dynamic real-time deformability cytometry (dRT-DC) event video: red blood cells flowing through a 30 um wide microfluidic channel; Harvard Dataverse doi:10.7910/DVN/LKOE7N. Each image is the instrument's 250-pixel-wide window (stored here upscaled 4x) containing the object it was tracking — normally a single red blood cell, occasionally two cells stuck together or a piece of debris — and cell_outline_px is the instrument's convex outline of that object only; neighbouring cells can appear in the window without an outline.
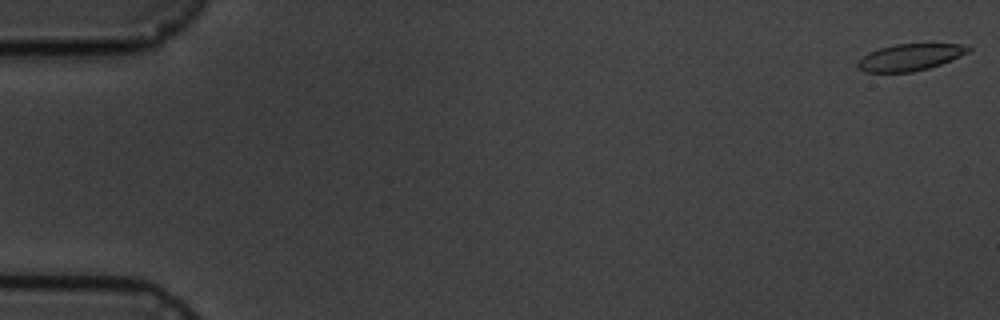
{"species": "common noctule bat (a hibernating species)", "species_latin": "Nyctalus noctula", "temperature_condition": "cold", "stored_images_in_passage": 6, "camera_frame_rate_fps": 3000, "um_per_image_px": 0.085, "animal": {"sex": "male", "body_mass_g": 19.5, "forearm_length_mm": 54.6}, "frame": {"image": 1, "passage_image": 1, "time_ms": 0.0, "image_size_px": [1000, 320], "cell_outline_px": [[972, 48], [968, 52], [960, 56], [940, 64], [928, 68], [912, 72], [864, 72], [856, 68], [856, 64], [868, 52], [880, 48], [896, 44], [968, 44]], "centroid_in_image_um": [77.34, 4.86], "position_along_channel_um": 7.7, "area_um2": 17.17}}
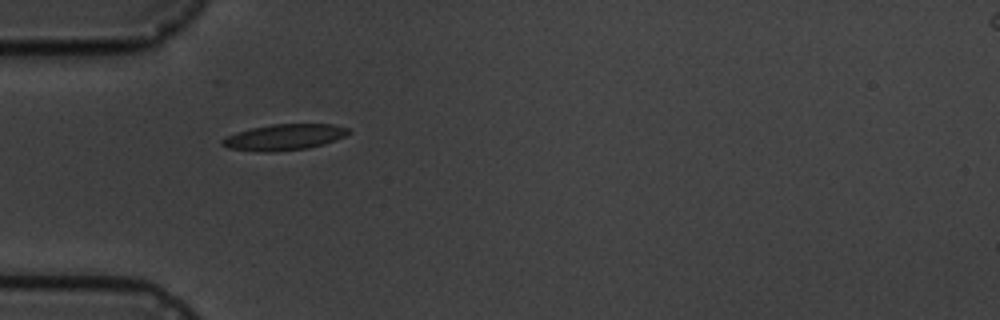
{"frame": {"image": 2, "passage_image": 5, "time_ms": 5.667, "image_size_px": [1000, 320], "cell_outline_px": [[352, 132], [344, 136], [324, 144], [308, 148], [272, 152], [264, 152], [228, 148], [220, 144], [220, 140], [236, 132], [252, 128], [272, 124], [332, 124], [348, 128]], "centroid_in_image_um": [24.15, 11.66], "position_along_channel_um": 60.8, "area_um2": 19.07}}
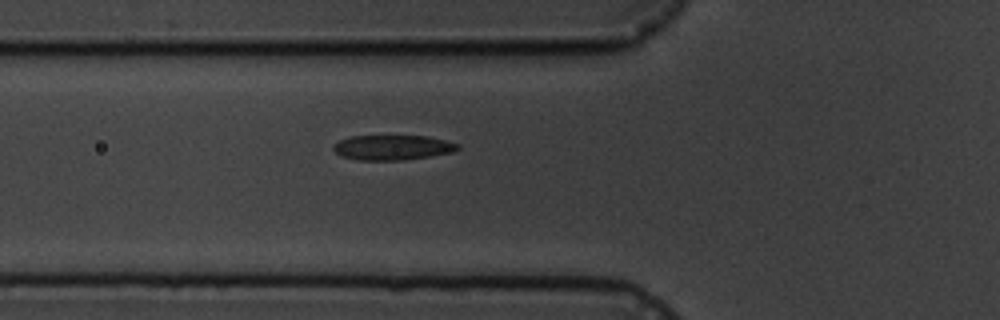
{"frame": {"image": 3, "passage_image": 6, "time_ms": 6.667, "image_size_px": [1000, 320], "cell_outline_px": [[460, 148], [452, 152], [404, 160], [356, 160], [340, 156], [332, 148], [340, 140], [348, 136], [428, 136], [460, 144]], "centroid_in_image_um": [33.35, 12.53], "position_along_channel_um": 92.4, "area_um2": 18.03}}